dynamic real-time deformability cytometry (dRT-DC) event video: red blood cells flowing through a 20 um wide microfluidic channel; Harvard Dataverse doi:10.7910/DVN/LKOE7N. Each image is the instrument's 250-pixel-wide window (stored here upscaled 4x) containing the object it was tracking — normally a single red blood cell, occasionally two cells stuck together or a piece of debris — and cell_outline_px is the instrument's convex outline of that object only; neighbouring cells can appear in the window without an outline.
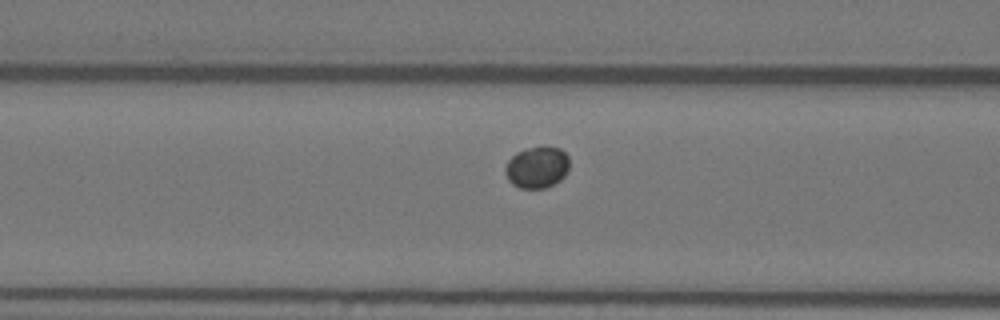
{"species": "Egyptian fruit bat (a non-hibernating species)", "species_latin": "Rousettus aegyptiacus", "temperature_condition": "warm", "stored_images_in_passage": 52, "camera_frame_rate_fps": 3000, "um_per_image_px": 0.085, "animal": {"sex": "female"}, "frame": {"image": 1, "passage_image": 18, "time_ms": 5.667, "image_size_px": [1000, 320], "cell_outline_px": [[568, 168], [564, 176], [560, 180], [544, 188], [520, 188], [512, 184], [508, 180], [504, 172], [504, 168], [508, 160], [516, 152], [528, 148], [544, 144], [560, 148], [568, 156]], "centroid_in_image_um": [45.63, 14.19], "position_along_channel_um": 121.0, "area_um2": 15.78}}
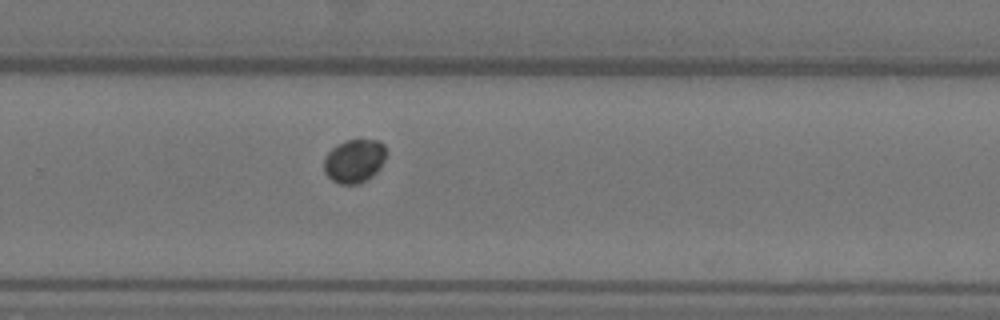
{"frame": {"image": 2, "passage_image": 33, "time_ms": 10.667, "image_size_px": [1000, 320], "cell_outline_px": [[384, 160], [380, 168], [372, 176], [356, 184], [340, 184], [332, 180], [324, 172], [324, 160], [328, 152], [336, 144], [344, 140], [380, 140], [384, 144]], "centroid_in_image_um": [30.09, 13.67], "position_along_channel_um": 299.7, "area_um2": 15.66}}
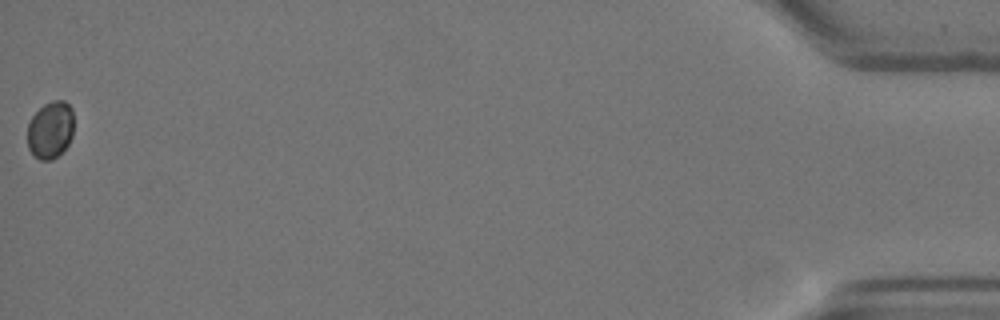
{"frame": {"image": 3, "passage_image": 52, "time_ms": 17.0, "image_size_px": [1000, 320], "cell_outline_px": [[72, 136], [68, 144], [52, 160], [40, 160], [28, 148], [28, 124], [32, 116], [44, 104], [52, 100], [64, 100], [72, 108]], "centroid_in_image_um": [4.28, 11.02], "position_along_channel_um": 430.9, "area_um2": 15.26}}